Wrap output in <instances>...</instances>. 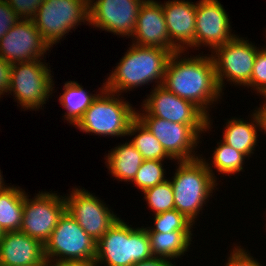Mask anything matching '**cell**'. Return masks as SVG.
Instances as JSON below:
<instances>
[{"instance_id":"83f0119b","label":"cell","mask_w":266,"mask_h":266,"mask_svg":"<svg viewBox=\"0 0 266 266\" xmlns=\"http://www.w3.org/2000/svg\"><path fill=\"white\" fill-rule=\"evenodd\" d=\"M164 161L161 160H144L139 167L132 184L140 189L139 191H146L149 188L165 182L168 178L166 170L163 165Z\"/></svg>"},{"instance_id":"603a6c76","label":"cell","mask_w":266,"mask_h":266,"mask_svg":"<svg viewBox=\"0 0 266 266\" xmlns=\"http://www.w3.org/2000/svg\"><path fill=\"white\" fill-rule=\"evenodd\" d=\"M193 231H173L170 233H147L154 257L178 260L189 251Z\"/></svg>"},{"instance_id":"5b68a950","label":"cell","mask_w":266,"mask_h":266,"mask_svg":"<svg viewBox=\"0 0 266 266\" xmlns=\"http://www.w3.org/2000/svg\"><path fill=\"white\" fill-rule=\"evenodd\" d=\"M122 98L120 94L104 89L74 127L100 137L127 136L129 126L136 118V108Z\"/></svg>"},{"instance_id":"4316f807","label":"cell","mask_w":266,"mask_h":266,"mask_svg":"<svg viewBox=\"0 0 266 266\" xmlns=\"http://www.w3.org/2000/svg\"><path fill=\"white\" fill-rule=\"evenodd\" d=\"M153 227H145L147 233H170L173 231H193V223L176 209L153 216Z\"/></svg>"},{"instance_id":"f546056e","label":"cell","mask_w":266,"mask_h":266,"mask_svg":"<svg viewBox=\"0 0 266 266\" xmlns=\"http://www.w3.org/2000/svg\"><path fill=\"white\" fill-rule=\"evenodd\" d=\"M248 89L251 87L257 95L266 98V47H261L257 52L253 72L251 75L250 82L245 86Z\"/></svg>"},{"instance_id":"ffe728a7","label":"cell","mask_w":266,"mask_h":266,"mask_svg":"<svg viewBox=\"0 0 266 266\" xmlns=\"http://www.w3.org/2000/svg\"><path fill=\"white\" fill-rule=\"evenodd\" d=\"M250 115V121L240 117L227 119L224 126L225 129H223L224 132H222V141L233 149L245 154L248 159L254 154L255 148L258 146L259 134L257 133L260 132L256 116L253 112Z\"/></svg>"},{"instance_id":"d6986e66","label":"cell","mask_w":266,"mask_h":266,"mask_svg":"<svg viewBox=\"0 0 266 266\" xmlns=\"http://www.w3.org/2000/svg\"><path fill=\"white\" fill-rule=\"evenodd\" d=\"M49 264L44 244L21 231L4 232L0 239V266Z\"/></svg>"},{"instance_id":"4fadbf2b","label":"cell","mask_w":266,"mask_h":266,"mask_svg":"<svg viewBox=\"0 0 266 266\" xmlns=\"http://www.w3.org/2000/svg\"><path fill=\"white\" fill-rule=\"evenodd\" d=\"M145 0H92L89 25L122 38L133 35L139 9Z\"/></svg>"},{"instance_id":"e575fe53","label":"cell","mask_w":266,"mask_h":266,"mask_svg":"<svg viewBox=\"0 0 266 266\" xmlns=\"http://www.w3.org/2000/svg\"><path fill=\"white\" fill-rule=\"evenodd\" d=\"M263 101V105H260L259 108H255L253 114L256 116V119L258 121L259 131H264V134H266V98H263Z\"/></svg>"},{"instance_id":"4dcf8cb0","label":"cell","mask_w":266,"mask_h":266,"mask_svg":"<svg viewBox=\"0 0 266 266\" xmlns=\"http://www.w3.org/2000/svg\"><path fill=\"white\" fill-rule=\"evenodd\" d=\"M45 0H5L19 19L32 20Z\"/></svg>"},{"instance_id":"5bb4252c","label":"cell","mask_w":266,"mask_h":266,"mask_svg":"<svg viewBox=\"0 0 266 266\" xmlns=\"http://www.w3.org/2000/svg\"><path fill=\"white\" fill-rule=\"evenodd\" d=\"M49 49L32 20L19 19L0 39V56L9 64L45 60Z\"/></svg>"},{"instance_id":"7c38bea8","label":"cell","mask_w":266,"mask_h":266,"mask_svg":"<svg viewBox=\"0 0 266 266\" xmlns=\"http://www.w3.org/2000/svg\"><path fill=\"white\" fill-rule=\"evenodd\" d=\"M57 194L55 191L54 193L39 191L32 199H29L26 193L19 231L44 244L66 211L64 195Z\"/></svg>"},{"instance_id":"cb8c5ba5","label":"cell","mask_w":266,"mask_h":266,"mask_svg":"<svg viewBox=\"0 0 266 266\" xmlns=\"http://www.w3.org/2000/svg\"><path fill=\"white\" fill-rule=\"evenodd\" d=\"M25 196V189L14 185L0 192V227L4 232L20 230Z\"/></svg>"},{"instance_id":"9a60e30c","label":"cell","mask_w":266,"mask_h":266,"mask_svg":"<svg viewBox=\"0 0 266 266\" xmlns=\"http://www.w3.org/2000/svg\"><path fill=\"white\" fill-rule=\"evenodd\" d=\"M228 17L226 10L218 0L197 1L195 50L206 46L212 52L215 48L224 45L235 37Z\"/></svg>"},{"instance_id":"277c9868","label":"cell","mask_w":266,"mask_h":266,"mask_svg":"<svg viewBox=\"0 0 266 266\" xmlns=\"http://www.w3.org/2000/svg\"><path fill=\"white\" fill-rule=\"evenodd\" d=\"M128 224L120 217L97 241V266H133L153 257L145 226Z\"/></svg>"},{"instance_id":"9c48e42d","label":"cell","mask_w":266,"mask_h":266,"mask_svg":"<svg viewBox=\"0 0 266 266\" xmlns=\"http://www.w3.org/2000/svg\"><path fill=\"white\" fill-rule=\"evenodd\" d=\"M89 13V3L85 0H45L32 21L52 48L81 22L88 25Z\"/></svg>"},{"instance_id":"7a4b0ae2","label":"cell","mask_w":266,"mask_h":266,"mask_svg":"<svg viewBox=\"0 0 266 266\" xmlns=\"http://www.w3.org/2000/svg\"><path fill=\"white\" fill-rule=\"evenodd\" d=\"M128 49L107 76L105 89L122 95L123 92L127 93L145 84L147 86L155 82L156 86H162L172 53L164 48L137 46L133 43Z\"/></svg>"},{"instance_id":"836d02e7","label":"cell","mask_w":266,"mask_h":266,"mask_svg":"<svg viewBox=\"0 0 266 266\" xmlns=\"http://www.w3.org/2000/svg\"><path fill=\"white\" fill-rule=\"evenodd\" d=\"M10 73L11 64L0 56V98H2L8 91V87L10 85Z\"/></svg>"},{"instance_id":"30bf717a","label":"cell","mask_w":266,"mask_h":266,"mask_svg":"<svg viewBox=\"0 0 266 266\" xmlns=\"http://www.w3.org/2000/svg\"><path fill=\"white\" fill-rule=\"evenodd\" d=\"M246 39V40H245ZM260 47L238 34L229 42L220 45L211 52L218 85L223 92L225 80L237 86L250 82L254 62Z\"/></svg>"},{"instance_id":"d6a6232c","label":"cell","mask_w":266,"mask_h":266,"mask_svg":"<svg viewBox=\"0 0 266 266\" xmlns=\"http://www.w3.org/2000/svg\"><path fill=\"white\" fill-rule=\"evenodd\" d=\"M19 18L5 0H0V39L18 22Z\"/></svg>"},{"instance_id":"ba28073f","label":"cell","mask_w":266,"mask_h":266,"mask_svg":"<svg viewBox=\"0 0 266 266\" xmlns=\"http://www.w3.org/2000/svg\"><path fill=\"white\" fill-rule=\"evenodd\" d=\"M96 244L97 242L65 211L44 243V254L49 265L94 261Z\"/></svg>"},{"instance_id":"f35d334b","label":"cell","mask_w":266,"mask_h":266,"mask_svg":"<svg viewBox=\"0 0 266 266\" xmlns=\"http://www.w3.org/2000/svg\"><path fill=\"white\" fill-rule=\"evenodd\" d=\"M25 266H49V264H30Z\"/></svg>"},{"instance_id":"2e32d148","label":"cell","mask_w":266,"mask_h":266,"mask_svg":"<svg viewBox=\"0 0 266 266\" xmlns=\"http://www.w3.org/2000/svg\"><path fill=\"white\" fill-rule=\"evenodd\" d=\"M154 86L141 103L148 115L181 124H208V116L194 103L178 97L164 86Z\"/></svg>"},{"instance_id":"1f68e13d","label":"cell","mask_w":266,"mask_h":266,"mask_svg":"<svg viewBox=\"0 0 266 266\" xmlns=\"http://www.w3.org/2000/svg\"><path fill=\"white\" fill-rule=\"evenodd\" d=\"M234 245L233 249H231L232 251L228 254L225 266H262L244 247Z\"/></svg>"},{"instance_id":"8d00e7d4","label":"cell","mask_w":266,"mask_h":266,"mask_svg":"<svg viewBox=\"0 0 266 266\" xmlns=\"http://www.w3.org/2000/svg\"><path fill=\"white\" fill-rule=\"evenodd\" d=\"M49 266H97L95 261H87V262H64L58 264H51Z\"/></svg>"},{"instance_id":"8fae6325","label":"cell","mask_w":266,"mask_h":266,"mask_svg":"<svg viewBox=\"0 0 266 266\" xmlns=\"http://www.w3.org/2000/svg\"><path fill=\"white\" fill-rule=\"evenodd\" d=\"M70 192L64 196L66 212L97 242L119 217L103 200L84 187H74Z\"/></svg>"},{"instance_id":"e0dca14e","label":"cell","mask_w":266,"mask_h":266,"mask_svg":"<svg viewBox=\"0 0 266 266\" xmlns=\"http://www.w3.org/2000/svg\"><path fill=\"white\" fill-rule=\"evenodd\" d=\"M131 39L132 43L137 46L164 48L172 54L177 52L169 41L165 15L159 1L145 0L143 2Z\"/></svg>"},{"instance_id":"484cf974","label":"cell","mask_w":266,"mask_h":266,"mask_svg":"<svg viewBox=\"0 0 266 266\" xmlns=\"http://www.w3.org/2000/svg\"><path fill=\"white\" fill-rule=\"evenodd\" d=\"M217 147H215L213 156L211 157L212 160H206V158L201 157L206 166L207 169L211 172L214 179L217 181V177L215 176V173L213 172V167L217 170L216 172H219V175H228V176H234L235 174H240V172L244 171V163L247 156L240 151H237L224 143L222 140L220 142H217ZM211 163H209V162Z\"/></svg>"},{"instance_id":"44dd1931","label":"cell","mask_w":266,"mask_h":266,"mask_svg":"<svg viewBox=\"0 0 266 266\" xmlns=\"http://www.w3.org/2000/svg\"><path fill=\"white\" fill-rule=\"evenodd\" d=\"M105 156V165L109 174L116 180L132 182L144 159L129 142L121 143L110 149Z\"/></svg>"},{"instance_id":"ac0fdd59","label":"cell","mask_w":266,"mask_h":266,"mask_svg":"<svg viewBox=\"0 0 266 266\" xmlns=\"http://www.w3.org/2000/svg\"><path fill=\"white\" fill-rule=\"evenodd\" d=\"M169 41L177 51L195 50L197 1L168 0L161 2Z\"/></svg>"},{"instance_id":"6da1fadb","label":"cell","mask_w":266,"mask_h":266,"mask_svg":"<svg viewBox=\"0 0 266 266\" xmlns=\"http://www.w3.org/2000/svg\"><path fill=\"white\" fill-rule=\"evenodd\" d=\"M184 53L177 51L170 56L162 86L194 103L210 117L211 105L218 104L224 95L217 82L213 58L200 53L189 58Z\"/></svg>"},{"instance_id":"52a82bcc","label":"cell","mask_w":266,"mask_h":266,"mask_svg":"<svg viewBox=\"0 0 266 266\" xmlns=\"http://www.w3.org/2000/svg\"><path fill=\"white\" fill-rule=\"evenodd\" d=\"M50 68L42 60L11 64L10 85L5 95L13 94L21 110L43 109L49 96H53L55 83Z\"/></svg>"},{"instance_id":"d590c367","label":"cell","mask_w":266,"mask_h":266,"mask_svg":"<svg viewBox=\"0 0 266 266\" xmlns=\"http://www.w3.org/2000/svg\"><path fill=\"white\" fill-rule=\"evenodd\" d=\"M172 263L173 262L170 259L153 256L148 260L137 262L133 266H176L175 262L174 264Z\"/></svg>"},{"instance_id":"7402d4cb","label":"cell","mask_w":266,"mask_h":266,"mask_svg":"<svg viewBox=\"0 0 266 266\" xmlns=\"http://www.w3.org/2000/svg\"><path fill=\"white\" fill-rule=\"evenodd\" d=\"M78 81H66L63 85V93L59 96V103L66 112L64 113V119L73 125V127L82 118L85 111L90 107L92 102L97 96L105 89V83L100 87L99 93H89L84 90L83 86L77 83Z\"/></svg>"},{"instance_id":"74e56055","label":"cell","mask_w":266,"mask_h":266,"mask_svg":"<svg viewBox=\"0 0 266 266\" xmlns=\"http://www.w3.org/2000/svg\"><path fill=\"white\" fill-rule=\"evenodd\" d=\"M6 184L7 183L4 182V178L0 169V192L8 187Z\"/></svg>"},{"instance_id":"8992f818","label":"cell","mask_w":266,"mask_h":266,"mask_svg":"<svg viewBox=\"0 0 266 266\" xmlns=\"http://www.w3.org/2000/svg\"><path fill=\"white\" fill-rule=\"evenodd\" d=\"M136 110V117L158 139L173 161H188L203 154L195 152L201 143V134L212 129V118L208 124H181L148 115L142 108Z\"/></svg>"},{"instance_id":"3957f363","label":"cell","mask_w":266,"mask_h":266,"mask_svg":"<svg viewBox=\"0 0 266 266\" xmlns=\"http://www.w3.org/2000/svg\"><path fill=\"white\" fill-rule=\"evenodd\" d=\"M176 164L178 166H175L174 176L169 179L173 187L175 209L195 225L200 211L204 210L203 206L207 205L219 183L201 156L193 160L177 161Z\"/></svg>"},{"instance_id":"d4e9b609","label":"cell","mask_w":266,"mask_h":266,"mask_svg":"<svg viewBox=\"0 0 266 266\" xmlns=\"http://www.w3.org/2000/svg\"><path fill=\"white\" fill-rule=\"evenodd\" d=\"M127 136H134L129 142L137 149L144 160H173L166 153L158 139L137 117L131 122Z\"/></svg>"},{"instance_id":"ab89813d","label":"cell","mask_w":266,"mask_h":266,"mask_svg":"<svg viewBox=\"0 0 266 266\" xmlns=\"http://www.w3.org/2000/svg\"><path fill=\"white\" fill-rule=\"evenodd\" d=\"M3 235H4V231L0 227V239L3 237Z\"/></svg>"},{"instance_id":"f1b7e54d","label":"cell","mask_w":266,"mask_h":266,"mask_svg":"<svg viewBox=\"0 0 266 266\" xmlns=\"http://www.w3.org/2000/svg\"><path fill=\"white\" fill-rule=\"evenodd\" d=\"M149 210L154 215L175 209L173 187L170 180L157 184L143 192Z\"/></svg>"}]
</instances>
